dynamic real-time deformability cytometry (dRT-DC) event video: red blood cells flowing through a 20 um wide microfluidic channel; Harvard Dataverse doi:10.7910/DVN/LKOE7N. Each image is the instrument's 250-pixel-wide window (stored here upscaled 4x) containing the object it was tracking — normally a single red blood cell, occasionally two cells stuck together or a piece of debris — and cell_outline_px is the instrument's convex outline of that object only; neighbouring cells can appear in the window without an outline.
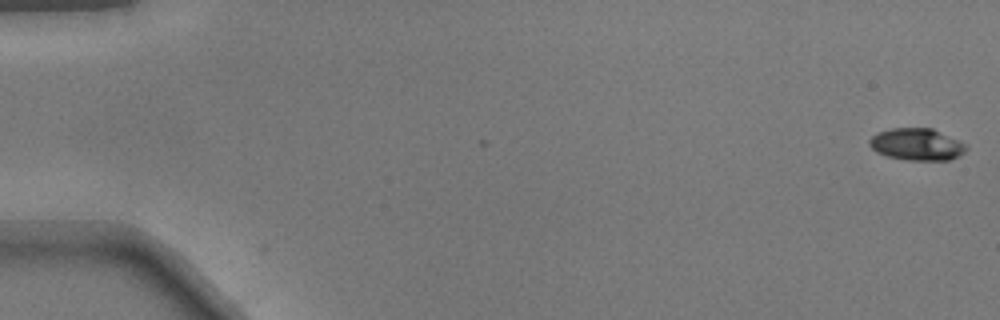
{"species": "common noctule bat (a hibernating species)", "species_latin": "Nyctalus noctula", "temperature_condition": "warm", "stored_images_in_passage": 27, "camera_frame_rate_fps": 3000, "um_per_image_px": 0.085, "animal": {"sex": "male", "body_mass_g": 17.9}, "frame": {"image": 1, "passage_image": 1, "time_ms": 0.0, "image_size_px": [1000, 320], "cell_outline_px": [[968, 148], [960, 156], [948, 160], [908, 160], [888, 156], [876, 152], [868, 144], [868, 140], [876, 132], [892, 128], [932, 128], [968, 144]], "centroid_in_image_um": [77.94, 12.26], "position_along_channel_um": 7.1, "area_um2": 18.21}}
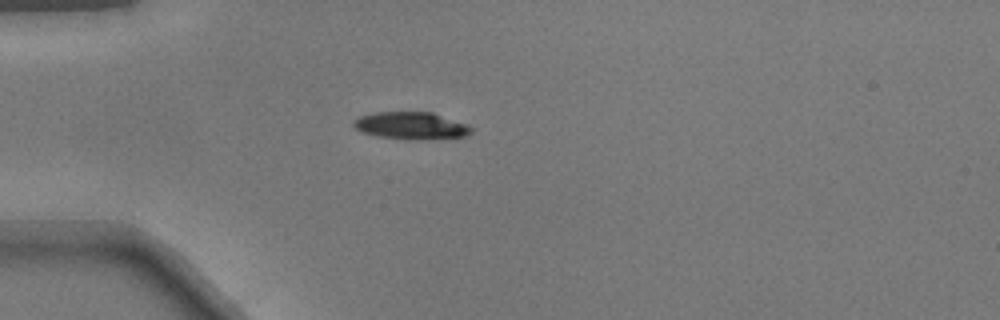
{"frame": {"image": 2, "passage_image": 15, "time_ms": 4.667, "image_size_px": [1000, 320], "cell_outline_px": [[476, 128], [468, 136], [428, 140], [408, 140], [380, 136], [360, 132], [352, 124], [352, 120], [360, 116], [376, 112], [432, 112], [468, 124]], "centroid_in_image_um": [35.0, 10.69], "position_along_channel_um": 50.0, "area_um2": 19.13}}
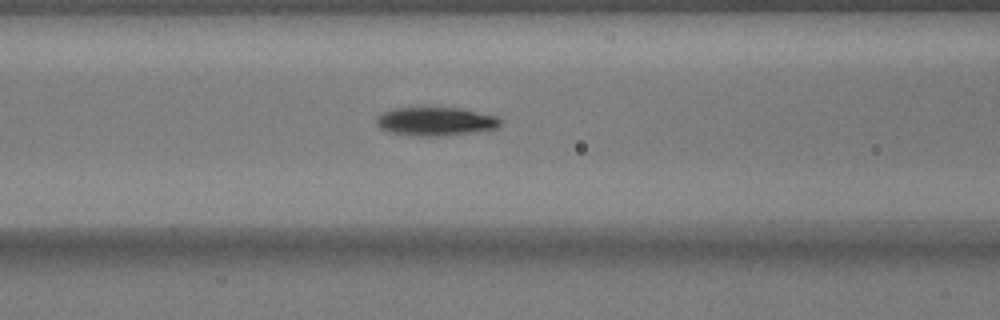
{"frame": {"image": 3, "passage_image": 22, "time_ms": 7.0, "image_size_px": [1000, 320], "cell_outline_px": [[504, 120], [496, 128], [440, 136], [420, 136], [392, 132], [380, 128], [376, 124], [376, 120], [384, 112], [396, 108], [460, 108], [496, 116]], "centroid_in_image_um": [37.05, 10.31], "position_along_channel_um": 129.6, "area_um2": 20.11}}